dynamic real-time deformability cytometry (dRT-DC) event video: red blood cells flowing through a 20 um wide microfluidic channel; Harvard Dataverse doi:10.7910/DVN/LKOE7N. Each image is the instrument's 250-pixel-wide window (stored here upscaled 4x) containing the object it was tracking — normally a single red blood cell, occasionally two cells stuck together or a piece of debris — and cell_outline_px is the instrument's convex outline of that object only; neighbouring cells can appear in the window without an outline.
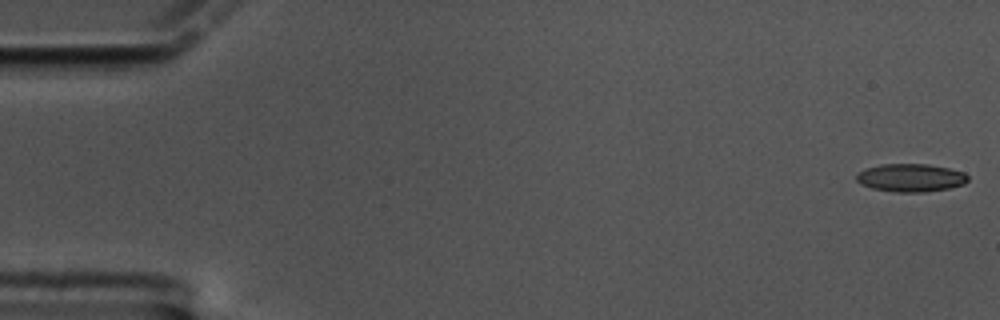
{"species": "common noctule bat (a hibernating species)", "species_latin": "Nyctalus noctula", "temperature_condition": "cold", "stored_images_in_passage": 60, "camera_frame_rate_fps": 3000, "um_per_image_px": 0.085, "animal": {"sex": "male", "body_mass_g": 17.5, "forearm_length_mm": 52.3}, "frame": {"image": 1, "passage_image": 1, "time_ms": 0.0, "image_size_px": [1000, 320], "cell_outline_px": [[968, 180], [964, 184], [948, 188], [924, 192], [896, 192], [872, 188], [860, 184], [856, 180], [856, 176], [864, 168], [880, 164], [928, 164], [948, 168], [964, 172], [968, 176]], "centroid_in_image_um": [77.4, 15.1], "position_along_channel_um": 7.6, "area_um2": 18.21}}
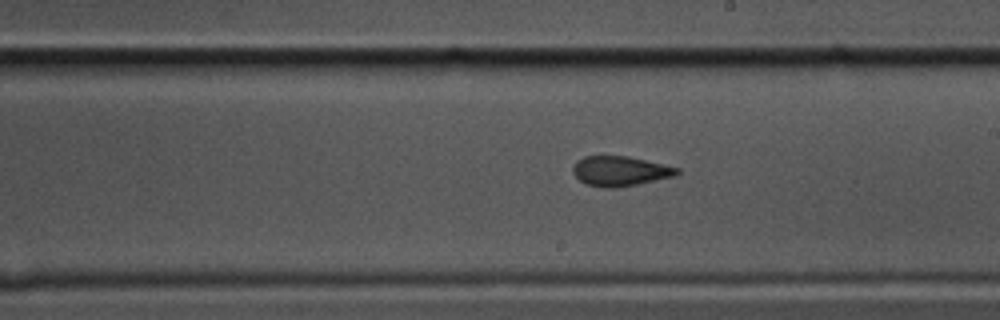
{"frame": {"image": 2, "passage_image": 34, "time_ms": 11.0, "image_size_px": [1000, 320], "cell_outline_px": [[680, 172], [672, 176], [636, 184], [616, 188], [604, 188], [584, 184], [572, 172], [572, 168], [576, 160], [584, 156], [628, 156], [680, 168]], "centroid_in_image_um": [52.65, 14.54], "position_along_channel_um": 236.3, "area_um2": 18.03}}
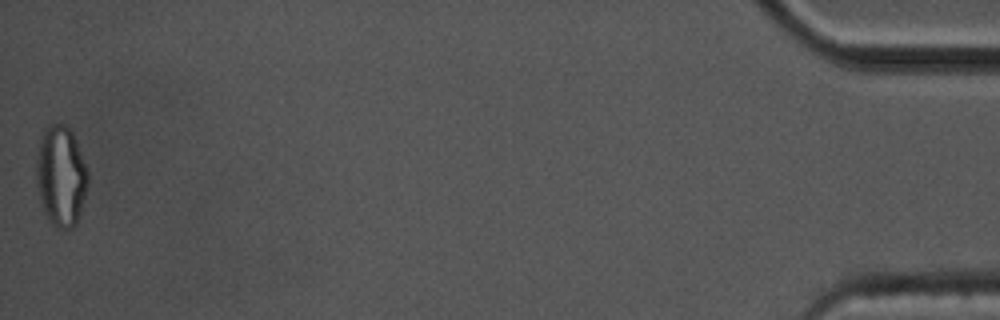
{"frame": {"image": 3, "passage_image": 60, "time_ms": 19.667, "image_size_px": [1000, 320], "cell_outline_px": [[88, 184], [80, 212], [76, 224], [72, 228], [60, 228], [52, 224], [48, 220], [44, 212], [40, 200], [36, 184], [36, 160], [40, 140], [44, 128], [52, 124], [64, 124], [72, 132], [76, 140], [88, 172]], "centroid_in_image_um": [5.17, 14.96], "position_along_channel_um": 430.0, "area_um2": 30.17}, "authors_computed_cell_mechanics": {"area_um2": 18.4671, "velocity_mm_per_s": 3.3438, "shape_relaxation_time_tau1_ms": null, "shape_relaxation_time_tau2_ms": 1.6921, "deformation_change_tau1": null, "deformation_change_tau2": 0.0871}}